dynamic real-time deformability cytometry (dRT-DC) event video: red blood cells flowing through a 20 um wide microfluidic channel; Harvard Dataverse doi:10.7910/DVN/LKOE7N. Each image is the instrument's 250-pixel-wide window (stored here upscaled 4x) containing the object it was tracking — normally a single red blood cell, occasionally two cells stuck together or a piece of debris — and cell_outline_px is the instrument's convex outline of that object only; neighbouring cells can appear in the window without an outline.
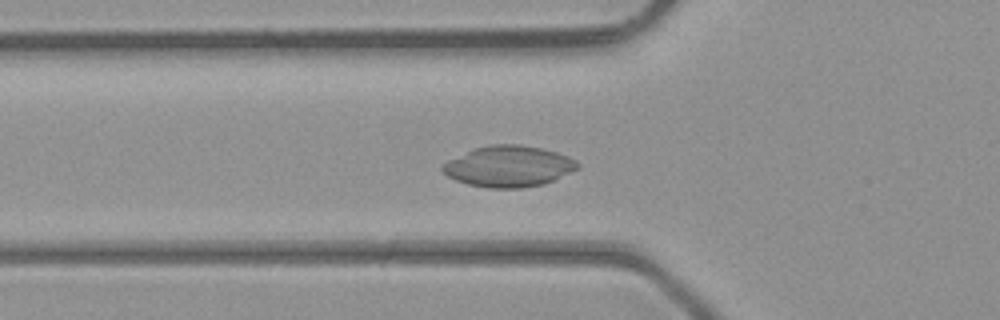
{"species": "common noctule bat (a hibernating species)", "species_latin": "Nyctalus noctula", "temperature_condition": "room temperature", "stored_images_in_passage": 47, "camera_frame_rate_fps": 3000, "um_per_image_px": 0.085, "animal": {"sex": "male", "body_mass_g": 23.1, "forearm_length_mm": 52.7}, "frame": {"image": 1, "passage_image": 17, "time_ms": 5.333, "image_size_px": [1000, 320], "cell_outline_px": [[580, 168], [572, 172], [544, 184], [520, 188], [488, 188], [468, 184], [456, 180], [448, 176], [440, 168], [440, 164], [448, 160], [476, 148], [488, 144], [520, 144], [540, 148], [556, 152], [568, 156], [576, 160], [580, 164]], "centroid_in_image_um": [43.25, 14.14], "position_along_channel_um": 82.6, "area_um2": 32.37}}
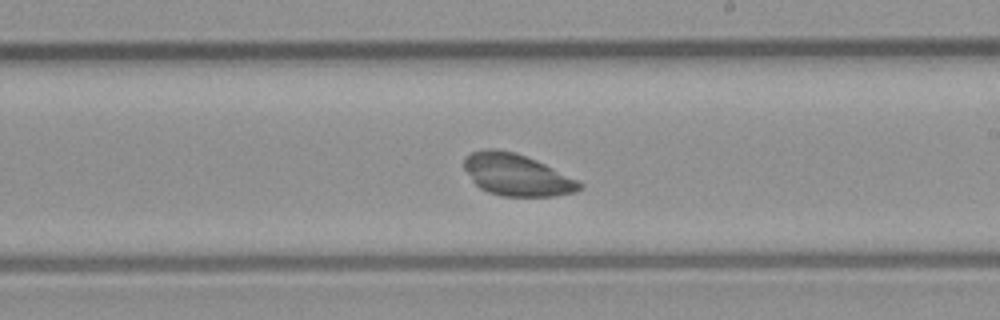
{"frame": {"image": 2, "passage_image": 28, "time_ms": 9.0, "image_size_px": [1000, 320], "cell_outline_px": [[584, 188], [576, 192], [552, 196], [500, 196], [488, 192], [480, 188], [472, 180], [464, 168], [464, 156], [472, 152], [484, 148], [496, 148], [516, 152], [536, 160], [584, 184]], "centroid_in_image_um": [43.89, 14.85], "position_along_channel_um": 245.1, "area_um2": 28.15}}
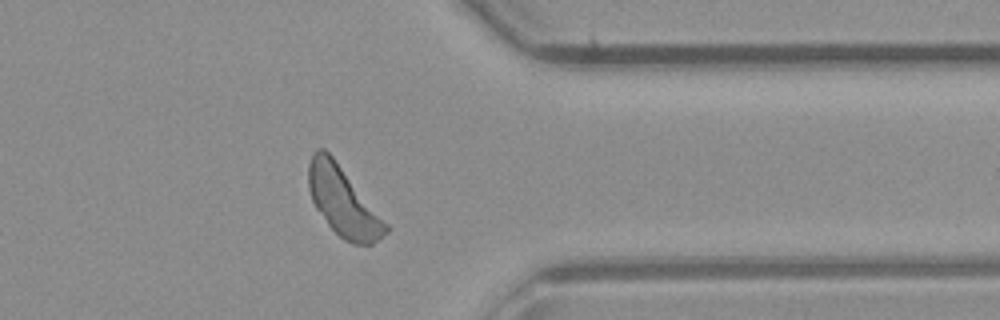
{"frame": {"image": 3, "passage_image": 38, "time_ms": 12.333, "image_size_px": [1000, 320], "cell_outline_px": [[388, 232], [372, 244], [352, 244], [344, 240], [328, 224], [316, 208], [312, 200], [308, 188], [308, 164], [312, 152], [316, 148], [324, 148], [332, 156], [388, 224]], "centroid_in_image_um": [29.13, 17.12], "position_along_channel_um": 382.3, "area_um2": 30.69}, "authors_computed_cell_mechanics": {"area_um2": 29.5936, "velocity_mm_per_s": 4.4064, "shape_relaxation_time_tau1_ms": 1.0983, "shape_relaxation_time_tau2_ms": 3.7316, "deformation_change_tau1": 0.0656, "deformation_change_tau2": 0.0813}}